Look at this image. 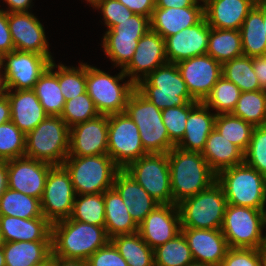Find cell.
Here are the masks:
<instances>
[{
	"label": "cell",
	"instance_id": "obj_64",
	"mask_svg": "<svg viewBox=\"0 0 266 266\" xmlns=\"http://www.w3.org/2000/svg\"><path fill=\"white\" fill-rule=\"evenodd\" d=\"M0 266H6L2 247H0Z\"/></svg>",
	"mask_w": 266,
	"mask_h": 266
},
{
	"label": "cell",
	"instance_id": "obj_22",
	"mask_svg": "<svg viewBox=\"0 0 266 266\" xmlns=\"http://www.w3.org/2000/svg\"><path fill=\"white\" fill-rule=\"evenodd\" d=\"M193 260L219 266L229 249L226 238L220 229L181 228Z\"/></svg>",
	"mask_w": 266,
	"mask_h": 266
},
{
	"label": "cell",
	"instance_id": "obj_57",
	"mask_svg": "<svg viewBox=\"0 0 266 266\" xmlns=\"http://www.w3.org/2000/svg\"><path fill=\"white\" fill-rule=\"evenodd\" d=\"M8 4L9 10H4L7 13L9 12H28V9L31 8L32 0H4Z\"/></svg>",
	"mask_w": 266,
	"mask_h": 266
},
{
	"label": "cell",
	"instance_id": "obj_16",
	"mask_svg": "<svg viewBox=\"0 0 266 266\" xmlns=\"http://www.w3.org/2000/svg\"><path fill=\"white\" fill-rule=\"evenodd\" d=\"M52 166L25 156L8 160V188L40 200Z\"/></svg>",
	"mask_w": 266,
	"mask_h": 266
},
{
	"label": "cell",
	"instance_id": "obj_17",
	"mask_svg": "<svg viewBox=\"0 0 266 266\" xmlns=\"http://www.w3.org/2000/svg\"><path fill=\"white\" fill-rule=\"evenodd\" d=\"M108 115L70 127L68 156H93L108 153Z\"/></svg>",
	"mask_w": 266,
	"mask_h": 266
},
{
	"label": "cell",
	"instance_id": "obj_38",
	"mask_svg": "<svg viewBox=\"0 0 266 266\" xmlns=\"http://www.w3.org/2000/svg\"><path fill=\"white\" fill-rule=\"evenodd\" d=\"M215 129L244 153L247 151L254 126L232 113L216 114Z\"/></svg>",
	"mask_w": 266,
	"mask_h": 266
},
{
	"label": "cell",
	"instance_id": "obj_6",
	"mask_svg": "<svg viewBox=\"0 0 266 266\" xmlns=\"http://www.w3.org/2000/svg\"><path fill=\"white\" fill-rule=\"evenodd\" d=\"M124 112L137 125L141 143L147 153H168L175 147L163 123L162 110L136 88L130 94Z\"/></svg>",
	"mask_w": 266,
	"mask_h": 266
},
{
	"label": "cell",
	"instance_id": "obj_53",
	"mask_svg": "<svg viewBox=\"0 0 266 266\" xmlns=\"http://www.w3.org/2000/svg\"><path fill=\"white\" fill-rule=\"evenodd\" d=\"M13 50L15 48L8 24V13L0 9V52L5 55Z\"/></svg>",
	"mask_w": 266,
	"mask_h": 266
},
{
	"label": "cell",
	"instance_id": "obj_13",
	"mask_svg": "<svg viewBox=\"0 0 266 266\" xmlns=\"http://www.w3.org/2000/svg\"><path fill=\"white\" fill-rule=\"evenodd\" d=\"M71 178L63 165H53L47 176L42 198V215L51 223L71 217L75 201Z\"/></svg>",
	"mask_w": 266,
	"mask_h": 266
},
{
	"label": "cell",
	"instance_id": "obj_25",
	"mask_svg": "<svg viewBox=\"0 0 266 266\" xmlns=\"http://www.w3.org/2000/svg\"><path fill=\"white\" fill-rule=\"evenodd\" d=\"M203 18L204 7H155L150 17V29L165 39L196 25Z\"/></svg>",
	"mask_w": 266,
	"mask_h": 266
},
{
	"label": "cell",
	"instance_id": "obj_43",
	"mask_svg": "<svg viewBox=\"0 0 266 266\" xmlns=\"http://www.w3.org/2000/svg\"><path fill=\"white\" fill-rule=\"evenodd\" d=\"M80 67H67L64 64L56 65L58 82L65 101L71 100L86 92V63Z\"/></svg>",
	"mask_w": 266,
	"mask_h": 266
},
{
	"label": "cell",
	"instance_id": "obj_47",
	"mask_svg": "<svg viewBox=\"0 0 266 266\" xmlns=\"http://www.w3.org/2000/svg\"><path fill=\"white\" fill-rule=\"evenodd\" d=\"M199 101L188 102L186 105L162 110V119L170 141L176 146L183 138L185 125L190 111Z\"/></svg>",
	"mask_w": 266,
	"mask_h": 266
},
{
	"label": "cell",
	"instance_id": "obj_18",
	"mask_svg": "<svg viewBox=\"0 0 266 266\" xmlns=\"http://www.w3.org/2000/svg\"><path fill=\"white\" fill-rule=\"evenodd\" d=\"M8 24L15 50L35 52L53 60L44 26L34 14L9 12Z\"/></svg>",
	"mask_w": 266,
	"mask_h": 266
},
{
	"label": "cell",
	"instance_id": "obj_28",
	"mask_svg": "<svg viewBox=\"0 0 266 266\" xmlns=\"http://www.w3.org/2000/svg\"><path fill=\"white\" fill-rule=\"evenodd\" d=\"M199 102L189 113L182 140L176 145L181 150L202 153L209 134L215 128L216 113Z\"/></svg>",
	"mask_w": 266,
	"mask_h": 266
},
{
	"label": "cell",
	"instance_id": "obj_69",
	"mask_svg": "<svg viewBox=\"0 0 266 266\" xmlns=\"http://www.w3.org/2000/svg\"><path fill=\"white\" fill-rule=\"evenodd\" d=\"M194 1H195V3H198V4L203 2V6H204L208 0H194Z\"/></svg>",
	"mask_w": 266,
	"mask_h": 266
},
{
	"label": "cell",
	"instance_id": "obj_7",
	"mask_svg": "<svg viewBox=\"0 0 266 266\" xmlns=\"http://www.w3.org/2000/svg\"><path fill=\"white\" fill-rule=\"evenodd\" d=\"M121 71L114 76L86 63V91L100 115L123 113L136 85Z\"/></svg>",
	"mask_w": 266,
	"mask_h": 266
},
{
	"label": "cell",
	"instance_id": "obj_1",
	"mask_svg": "<svg viewBox=\"0 0 266 266\" xmlns=\"http://www.w3.org/2000/svg\"><path fill=\"white\" fill-rule=\"evenodd\" d=\"M173 204L206 190L217 180L202 153L172 148L168 152Z\"/></svg>",
	"mask_w": 266,
	"mask_h": 266
},
{
	"label": "cell",
	"instance_id": "obj_29",
	"mask_svg": "<svg viewBox=\"0 0 266 266\" xmlns=\"http://www.w3.org/2000/svg\"><path fill=\"white\" fill-rule=\"evenodd\" d=\"M6 266H38L52 255V241L4 242Z\"/></svg>",
	"mask_w": 266,
	"mask_h": 266
},
{
	"label": "cell",
	"instance_id": "obj_71",
	"mask_svg": "<svg viewBox=\"0 0 266 266\" xmlns=\"http://www.w3.org/2000/svg\"><path fill=\"white\" fill-rule=\"evenodd\" d=\"M256 3L258 2H264L265 0H254Z\"/></svg>",
	"mask_w": 266,
	"mask_h": 266
},
{
	"label": "cell",
	"instance_id": "obj_5",
	"mask_svg": "<svg viewBox=\"0 0 266 266\" xmlns=\"http://www.w3.org/2000/svg\"><path fill=\"white\" fill-rule=\"evenodd\" d=\"M216 181L223 187L227 204L266 208V178L245 162L221 170Z\"/></svg>",
	"mask_w": 266,
	"mask_h": 266
},
{
	"label": "cell",
	"instance_id": "obj_59",
	"mask_svg": "<svg viewBox=\"0 0 266 266\" xmlns=\"http://www.w3.org/2000/svg\"><path fill=\"white\" fill-rule=\"evenodd\" d=\"M57 266H88L86 260L68 259L60 256H51Z\"/></svg>",
	"mask_w": 266,
	"mask_h": 266
},
{
	"label": "cell",
	"instance_id": "obj_50",
	"mask_svg": "<svg viewBox=\"0 0 266 266\" xmlns=\"http://www.w3.org/2000/svg\"><path fill=\"white\" fill-rule=\"evenodd\" d=\"M92 6L101 10L107 30L134 14L118 0H98Z\"/></svg>",
	"mask_w": 266,
	"mask_h": 266
},
{
	"label": "cell",
	"instance_id": "obj_34",
	"mask_svg": "<svg viewBox=\"0 0 266 266\" xmlns=\"http://www.w3.org/2000/svg\"><path fill=\"white\" fill-rule=\"evenodd\" d=\"M110 242L126 260L128 266H155L154 250L138 232L114 236Z\"/></svg>",
	"mask_w": 266,
	"mask_h": 266
},
{
	"label": "cell",
	"instance_id": "obj_11",
	"mask_svg": "<svg viewBox=\"0 0 266 266\" xmlns=\"http://www.w3.org/2000/svg\"><path fill=\"white\" fill-rule=\"evenodd\" d=\"M124 170L159 204H173L168 153H148Z\"/></svg>",
	"mask_w": 266,
	"mask_h": 266
},
{
	"label": "cell",
	"instance_id": "obj_37",
	"mask_svg": "<svg viewBox=\"0 0 266 266\" xmlns=\"http://www.w3.org/2000/svg\"><path fill=\"white\" fill-rule=\"evenodd\" d=\"M222 76L242 92L262 90L253 69V58L242 55L222 64Z\"/></svg>",
	"mask_w": 266,
	"mask_h": 266
},
{
	"label": "cell",
	"instance_id": "obj_21",
	"mask_svg": "<svg viewBox=\"0 0 266 266\" xmlns=\"http://www.w3.org/2000/svg\"><path fill=\"white\" fill-rule=\"evenodd\" d=\"M211 27L203 18L192 27H187L165 38V54L168 63H178L195 56L205 55Z\"/></svg>",
	"mask_w": 266,
	"mask_h": 266
},
{
	"label": "cell",
	"instance_id": "obj_27",
	"mask_svg": "<svg viewBox=\"0 0 266 266\" xmlns=\"http://www.w3.org/2000/svg\"><path fill=\"white\" fill-rule=\"evenodd\" d=\"M4 242L52 241V224L42 215L32 219L0 215Z\"/></svg>",
	"mask_w": 266,
	"mask_h": 266
},
{
	"label": "cell",
	"instance_id": "obj_55",
	"mask_svg": "<svg viewBox=\"0 0 266 266\" xmlns=\"http://www.w3.org/2000/svg\"><path fill=\"white\" fill-rule=\"evenodd\" d=\"M253 69L261 89L266 91V55L253 57Z\"/></svg>",
	"mask_w": 266,
	"mask_h": 266
},
{
	"label": "cell",
	"instance_id": "obj_10",
	"mask_svg": "<svg viewBox=\"0 0 266 266\" xmlns=\"http://www.w3.org/2000/svg\"><path fill=\"white\" fill-rule=\"evenodd\" d=\"M265 225V209L227 204L220 230L229 248L258 249L266 242Z\"/></svg>",
	"mask_w": 266,
	"mask_h": 266
},
{
	"label": "cell",
	"instance_id": "obj_54",
	"mask_svg": "<svg viewBox=\"0 0 266 266\" xmlns=\"http://www.w3.org/2000/svg\"><path fill=\"white\" fill-rule=\"evenodd\" d=\"M134 14L151 17L155 9V0H118Z\"/></svg>",
	"mask_w": 266,
	"mask_h": 266
},
{
	"label": "cell",
	"instance_id": "obj_45",
	"mask_svg": "<svg viewBox=\"0 0 266 266\" xmlns=\"http://www.w3.org/2000/svg\"><path fill=\"white\" fill-rule=\"evenodd\" d=\"M26 135L12 122L0 125V160L25 156Z\"/></svg>",
	"mask_w": 266,
	"mask_h": 266
},
{
	"label": "cell",
	"instance_id": "obj_15",
	"mask_svg": "<svg viewBox=\"0 0 266 266\" xmlns=\"http://www.w3.org/2000/svg\"><path fill=\"white\" fill-rule=\"evenodd\" d=\"M190 95L202 102L222 76V64L210 55L195 56L176 63Z\"/></svg>",
	"mask_w": 266,
	"mask_h": 266
},
{
	"label": "cell",
	"instance_id": "obj_33",
	"mask_svg": "<svg viewBox=\"0 0 266 266\" xmlns=\"http://www.w3.org/2000/svg\"><path fill=\"white\" fill-rule=\"evenodd\" d=\"M54 62L52 60L33 88L48 116H60L66 102L59 86L58 70L54 71L56 70Z\"/></svg>",
	"mask_w": 266,
	"mask_h": 266
},
{
	"label": "cell",
	"instance_id": "obj_32",
	"mask_svg": "<svg viewBox=\"0 0 266 266\" xmlns=\"http://www.w3.org/2000/svg\"><path fill=\"white\" fill-rule=\"evenodd\" d=\"M242 51L245 56L266 55V34L263 22V2L248 13L240 28Z\"/></svg>",
	"mask_w": 266,
	"mask_h": 266
},
{
	"label": "cell",
	"instance_id": "obj_26",
	"mask_svg": "<svg viewBox=\"0 0 266 266\" xmlns=\"http://www.w3.org/2000/svg\"><path fill=\"white\" fill-rule=\"evenodd\" d=\"M11 106V121L26 135L48 115L33 89H6Z\"/></svg>",
	"mask_w": 266,
	"mask_h": 266
},
{
	"label": "cell",
	"instance_id": "obj_67",
	"mask_svg": "<svg viewBox=\"0 0 266 266\" xmlns=\"http://www.w3.org/2000/svg\"><path fill=\"white\" fill-rule=\"evenodd\" d=\"M4 55L0 52V73H3Z\"/></svg>",
	"mask_w": 266,
	"mask_h": 266
},
{
	"label": "cell",
	"instance_id": "obj_8",
	"mask_svg": "<svg viewBox=\"0 0 266 266\" xmlns=\"http://www.w3.org/2000/svg\"><path fill=\"white\" fill-rule=\"evenodd\" d=\"M136 89L160 110L196 101L174 63L167 62L156 68L136 85Z\"/></svg>",
	"mask_w": 266,
	"mask_h": 266
},
{
	"label": "cell",
	"instance_id": "obj_23",
	"mask_svg": "<svg viewBox=\"0 0 266 266\" xmlns=\"http://www.w3.org/2000/svg\"><path fill=\"white\" fill-rule=\"evenodd\" d=\"M113 188L120 194L127 211L138 226L159 205L124 169L116 173Z\"/></svg>",
	"mask_w": 266,
	"mask_h": 266
},
{
	"label": "cell",
	"instance_id": "obj_24",
	"mask_svg": "<svg viewBox=\"0 0 266 266\" xmlns=\"http://www.w3.org/2000/svg\"><path fill=\"white\" fill-rule=\"evenodd\" d=\"M255 5L254 0H208L204 5V18L212 28L240 30Z\"/></svg>",
	"mask_w": 266,
	"mask_h": 266
},
{
	"label": "cell",
	"instance_id": "obj_20",
	"mask_svg": "<svg viewBox=\"0 0 266 266\" xmlns=\"http://www.w3.org/2000/svg\"><path fill=\"white\" fill-rule=\"evenodd\" d=\"M181 232L177 204H159L138 226L142 239L154 250Z\"/></svg>",
	"mask_w": 266,
	"mask_h": 266
},
{
	"label": "cell",
	"instance_id": "obj_36",
	"mask_svg": "<svg viewBox=\"0 0 266 266\" xmlns=\"http://www.w3.org/2000/svg\"><path fill=\"white\" fill-rule=\"evenodd\" d=\"M0 215L22 219L41 217L40 200L7 188L0 196Z\"/></svg>",
	"mask_w": 266,
	"mask_h": 266
},
{
	"label": "cell",
	"instance_id": "obj_31",
	"mask_svg": "<svg viewBox=\"0 0 266 266\" xmlns=\"http://www.w3.org/2000/svg\"><path fill=\"white\" fill-rule=\"evenodd\" d=\"M105 229L109 238L138 232V225L127 211L120 194L112 187L104 192Z\"/></svg>",
	"mask_w": 266,
	"mask_h": 266
},
{
	"label": "cell",
	"instance_id": "obj_12",
	"mask_svg": "<svg viewBox=\"0 0 266 266\" xmlns=\"http://www.w3.org/2000/svg\"><path fill=\"white\" fill-rule=\"evenodd\" d=\"M108 155L120 169L148 154L135 122L125 113L108 115Z\"/></svg>",
	"mask_w": 266,
	"mask_h": 266
},
{
	"label": "cell",
	"instance_id": "obj_39",
	"mask_svg": "<svg viewBox=\"0 0 266 266\" xmlns=\"http://www.w3.org/2000/svg\"><path fill=\"white\" fill-rule=\"evenodd\" d=\"M193 257L182 232L154 249L155 266H187Z\"/></svg>",
	"mask_w": 266,
	"mask_h": 266
},
{
	"label": "cell",
	"instance_id": "obj_30",
	"mask_svg": "<svg viewBox=\"0 0 266 266\" xmlns=\"http://www.w3.org/2000/svg\"><path fill=\"white\" fill-rule=\"evenodd\" d=\"M202 155L216 174L225 168L244 162V152L215 128L206 140Z\"/></svg>",
	"mask_w": 266,
	"mask_h": 266
},
{
	"label": "cell",
	"instance_id": "obj_9",
	"mask_svg": "<svg viewBox=\"0 0 266 266\" xmlns=\"http://www.w3.org/2000/svg\"><path fill=\"white\" fill-rule=\"evenodd\" d=\"M177 205L181 228L220 229L227 199L223 187L216 181L206 190L182 200Z\"/></svg>",
	"mask_w": 266,
	"mask_h": 266
},
{
	"label": "cell",
	"instance_id": "obj_19",
	"mask_svg": "<svg viewBox=\"0 0 266 266\" xmlns=\"http://www.w3.org/2000/svg\"><path fill=\"white\" fill-rule=\"evenodd\" d=\"M166 63L165 40L150 29L139 39L134 55L122 70L130 77L129 80L137 85L156 68Z\"/></svg>",
	"mask_w": 266,
	"mask_h": 266
},
{
	"label": "cell",
	"instance_id": "obj_40",
	"mask_svg": "<svg viewBox=\"0 0 266 266\" xmlns=\"http://www.w3.org/2000/svg\"><path fill=\"white\" fill-rule=\"evenodd\" d=\"M232 114L254 127L266 125V91L241 92Z\"/></svg>",
	"mask_w": 266,
	"mask_h": 266
},
{
	"label": "cell",
	"instance_id": "obj_2",
	"mask_svg": "<svg viewBox=\"0 0 266 266\" xmlns=\"http://www.w3.org/2000/svg\"><path fill=\"white\" fill-rule=\"evenodd\" d=\"M110 242L104 226L63 219L52 224V255L87 260Z\"/></svg>",
	"mask_w": 266,
	"mask_h": 266
},
{
	"label": "cell",
	"instance_id": "obj_58",
	"mask_svg": "<svg viewBox=\"0 0 266 266\" xmlns=\"http://www.w3.org/2000/svg\"><path fill=\"white\" fill-rule=\"evenodd\" d=\"M11 121V106L8 96L4 93L0 96V125Z\"/></svg>",
	"mask_w": 266,
	"mask_h": 266
},
{
	"label": "cell",
	"instance_id": "obj_70",
	"mask_svg": "<svg viewBox=\"0 0 266 266\" xmlns=\"http://www.w3.org/2000/svg\"><path fill=\"white\" fill-rule=\"evenodd\" d=\"M88 3H90L89 5H93L96 1L98 0H86Z\"/></svg>",
	"mask_w": 266,
	"mask_h": 266
},
{
	"label": "cell",
	"instance_id": "obj_56",
	"mask_svg": "<svg viewBox=\"0 0 266 266\" xmlns=\"http://www.w3.org/2000/svg\"><path fill=\"white\" fill-rule=\"evenodd\" d=\"M155 7L159 8H182V7H204L203 4L195 3L194 0H155Z\"/></svg>",
	"mask_w": 266,
	"mask_h": 266
},
{
	"label": "cell",
	"instance_id": "obj_4",
	"mask_svg": "<svg viewBox=\"0 0 266 266\" xmlns=\"http://www.w3.org/2000/svg\"><path fill=\"white\" fill-rule=\"evenodd\" d=\"M62 165L70 175L76 195L104 193L113 187L120 170L108 154L67 156Z\"/></svg>",
	"mask_w": 266,
	"mask_h": 266
},
{
	"label": "cell",
	"instance_id": "obj_48",
	"mask_svg": "<svg viewBox=\"0 0 266 266\" xmlns=\"http://www.w3.org/2000/svg\"><path fill=\"white\" fill-rule=\"evenodd\" d=\"M244 162L266 178V125L254 127Z\"/></svg>",
	"mask_w": 266,
	"mask_h": 266
},
{
	"label": "cell",
	"instance_id": "obj_3",
	"mask_svg": "<svg viewBox=\"0 0 266 266\" xmlns=\"http://www.w3.org/2000/svg\"><path fill=\"white\" fill-rule=\"evenodd\" d=\"M70 128L60 116H47L25 137V157L62 165L69 153Z\"/></svg>",
	"mask_w": 266,
	"mask_h": 266
},
{
	"label": "cell",
	"instance_id": "obj_65",
	"mask_svg": "<svg viewBox=\"0 0 266 266\" xmlns=\"http://www.w3.org/2000/svg\"><path fill=\"white\" fill-rule=\"evenodd\" d=\"M263 22H264V29L266 34V4L263 2Z\"/></svg>",
	"mask_w": 266,
	"mask_h": 266
},
{
	"label": "cell",
	"instance_id": "obj_41",
	"mask_svg": "<svg viewBox=\"0 0 266 266\" xmlns=\"http://www.w3.org/2000/svg\"><path fill=\"white\" fill-rule=\"evenodd\" d=\"M104 208V193L76 195L70 218L87 224L104 226Z\"/></svg>",
	"mask_w": 266,
	"mask_h": 266
},
{
	"label": "cell",
	"instance_id": "obj_61",
	"mask_svg": "<svg viewBox=\"0 0 266 266\" xmlns=\"http://www.w3.org/2000/svg\"><path fill=\"white\" fill-rule=\"evenodd\" d=\"M258 251L261 258V266H266V242L258 248Z\"/></svg>",
	"mask_w": 266,
	"mask_h": 266
},
{
	"label": "cell",
	"instance_id": "obj_68",
	"mask_svg": "<svg viewBox=\"0 0 266 266\" xmlns=\"http://www.w3.org/2000/svg\"><path fill=\"white\" fill-rule=\"evenodd\" d=\"M3 244H4V241H3V238H2V233L0 231V247H3Z\"/></svg>",
	"mask_w": 266,
	"mask_h": 266
},
{
	"label": "cell",
	"instance_id": "obj_44",
	"mask_svg": "<svg viewBox=\"0 0 266 266\" xmlns=\"http://www.w3.org/2000/svg\"><path fill=\"white\" fill-rule=\"evenodd\" d=\"M140 38L118 37V35H103L102 47L104 53L113 65L123 69L131 60Z\"/></svg>",
	"mask_w": 266,
	"mask_h": 266
},
{
	"label": "cell",
	"instance_id": "obj_51",
	"mask_svg": "<svg viewBox=\"0 0 266 266\" xmlns=\"http://www.w3.org/2000/svg\"><path fill=\"white\" fill-rule=\"evenodd\" d=\"M219 266H261L258 249L229 248Z\"/></svg>",
	"mask_w": 266,
	"mask_h": 266
},
{
	"label": "cell",
	"instance_id": "obj_14",
	"mask_svg": "<svg viewBox=\"0 0 266 266\" xmlns=\"http://www.w3.org/2000/svg\"><path fill=\"white\" fill-rule=\"evenodd\" d=\"M52 61L35 52L13 50L4 55L3 79L5 89H33Z\"/></svg>",
	"mask_w": 266,
	"mask_h": 266
},
{
	"label": "cell",
	"instance_id": "obj_62",
	"mask_svg": "<svg viewBox=\"0 0 266 266\" xmlns=\"http://www.w3.org/2000/svg\"><path fill=\"white\" fill-rule=\"evenodd\" d=\"M5 86H4V79H3V73H0V96L5 93Z\"/></svg>",
	"mask_w": 266,
	"mask_h": 266
},
{
	"label": "cell",
	"instance_id": "obj_35",
	"mask_svg": "<svg viewBox=\"0 0 266 266\" xmlns=\"http://www.w3.org/2000/svg\"><path fill=\"white\" fill-rule=\"evenodd\" d=\"M206 54L221 64L244 55L240 30L211 27Z\"/></svg>",
	"mask_w": 266,
	"mask_h": 266
},
{
	"label": "cell",
	"instance_id": "obj_60",
	"mask_svg": "<svg viewBox=\"0 0 266 266\" xmlns=\"http://www.w3.org/2000/svg\"><path fill=\"white\" fill-rule=\"evenodd\" d=\"M8 188L7 161L0 160V196Z\"/></svg>",
	"mask_w": 266,
	"mask_h": 266
},
{
	"label": "cell",
	"instance_id": "obj_66",
	"mask_svg": "<svg viewBox=\"0 0 266 266\" xmlns=\"http://www.w3.org/2000/svg\"><path fill=\"white\" fill-rule=\"evenodd\" d=\"M187 266H214V265L204 264V263H201V262L193 261L192 263L188 264Z\"/></svg>",
	"mask_w": 266,
	"mask_h": 266
},
{
	"label": "cell",
	"instance_id": "obj_46",
	"mask_svg": "<svg viewBox=\"0 0 266 266\" xmlns=\"http://www.w3.org/2000/svg\"><path fill=\"white\" fill-rule=\"evenodd\" d=\"M98 115L100 114L96 110L93 100L89 97L86 91L85 93L66 101L60 117L70 128L75 124L96 118Z\"/></svg>",
	"mask_w": 266,
	"mask_h": 266
},
{
	"label": "cell",
	"instance_id": "obj_49",
	"mask_svg": "<svg viewBox=\"0 0 266 266\" xmlns=\"http://www.w3.org/2000/svg\"><path fill=\"white\" fill-rule=\"evenodd\" d=\"M150 30V18L132 14L129 19L119 22L107 30L104 35H118V37L141 38Z\"/></svg>",
	"mask_w": 266,
	"mask_h": 266
},
{
	"label": "cell",
	"instance_id": "obj_52",
	"mask_svg": "<svg viewBox=\"0 0 266 266\" xmlns=\"http://www.w3.org/2000/svg\"><path fill=\"white\" fill-rule=\"evenodd\" d=\"M86 262L88 266H128L111 242L95 251Z\"/></svg>",
	"mask_w": 266,
	"mask_h": 266
},
{
	"label": "cell",
	"instance_id": "obj_63",
	"mask_svg": "<svg viewBox=\"0 0 266 266\" xmlns=\"http://www.w3.org/2000/svg\"><path fill=\"white\" fill-rule=\"evenodd\" d=\"M38 266H57L55 260L51 257L45 263Z\"/></svg>",
	"mask_w": 266,
	"mask_h": 266
},
{
	"label": "cell",
	"instance_id": "obj_42",
	"mask_svg": "<svg viewBox=\"0 0 266 266\" xmlns=\"http://www.w3.org/2000/svg\"><path fill=\"white\" fill-rule=\"evenodd\" d=\"M241 92L238 86L221 76L202 103L216 110V114L232 113Z\"/></svg>",
	"mask_w": 266,
	"mask_h": 266
}]
</instances>
